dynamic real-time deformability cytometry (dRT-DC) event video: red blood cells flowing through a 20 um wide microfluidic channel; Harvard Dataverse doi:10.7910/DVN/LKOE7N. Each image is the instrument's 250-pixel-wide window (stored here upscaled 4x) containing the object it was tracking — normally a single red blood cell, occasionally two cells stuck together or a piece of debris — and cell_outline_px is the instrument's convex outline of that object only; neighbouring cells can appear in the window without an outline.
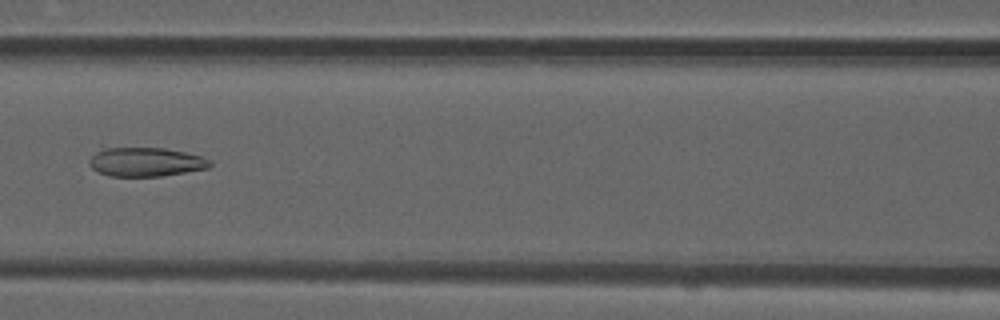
{"species": "common noctule bat (a hibernating species)", "species_latin": "Nyctalus noctula", "temperature_condition": "room temperature", "stored_images_in_passage": 5, "camera_frame_rate_fps": 3000, "um_per_image_px": 0.085, "animal": {"sex": "male", "forearm_length_mm": 52.5}, "frame": {"image": 1, "passage_image": 5, "time_ms": 1.333, "image_size_px": [1000, 320], "cell_outline_px": [[212, 164], [208, 168], [160, 176], [112, 176], [100, 172], [92, 168], [88, 164], [88, 160], [100, 144], [164, 148], [184, 152], [200, 156], [212, 160]], "centroid_in_image_um": [12.26, 13.69], "position_along_channel_um": 154.3, "area_um2": 21.33}}